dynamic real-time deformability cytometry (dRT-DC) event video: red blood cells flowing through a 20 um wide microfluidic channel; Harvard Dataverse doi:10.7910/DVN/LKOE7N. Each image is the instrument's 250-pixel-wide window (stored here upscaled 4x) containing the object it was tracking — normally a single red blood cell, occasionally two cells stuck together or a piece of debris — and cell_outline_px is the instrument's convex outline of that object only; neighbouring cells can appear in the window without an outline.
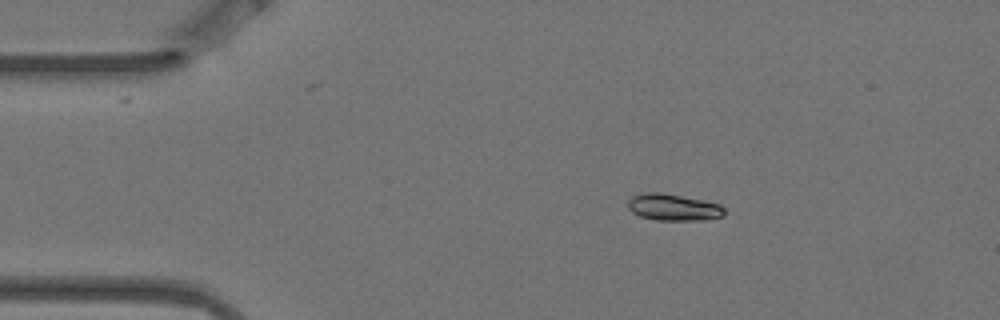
{"species": "Egyptian fruit bat (a non-hibernating species)", "species_latin": "Rousettus aegyptiacus", "temperature_condition": "warm", "stored_images_in_passage": 4, "camera_frame_rate_fps": 3000, "um_per_image_px": 0.085, "animal": {"sex": "female"}, "frame": {"image": 1, "passage_image": 2, "time_ms": 0.333, "image_size_px": [1000, 320], "cell_outline_px": [[724, 216], [704, 220], [656, 220], [640, 216], [632, 212], [628, 208], [628, 200], [632, 196], [644, 192], [660, 192], [704, 200], [720, 204], [724, 208]], "centroid_in_image_um": [57.23, 17.62], "position_along_channel_um": 27.8, "area_um2": 15.09}}
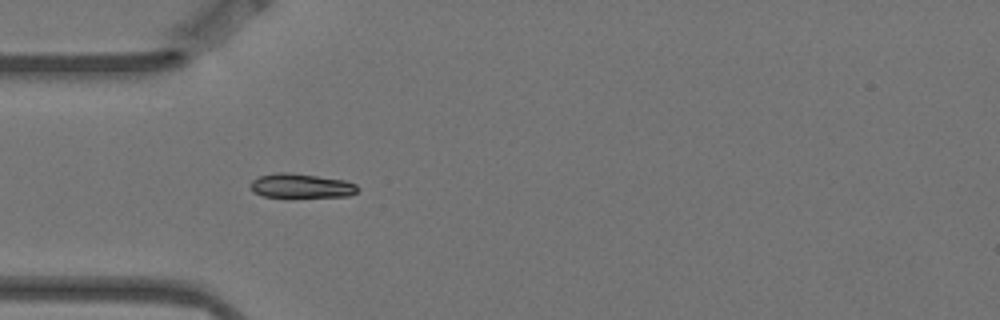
{"frame": {"image": 2, "passage_image": 4, "time_ms": 1.0, "image_size_px": [1000, 320], "cell_outline_px": [[360, 188], [356, 192], [348, 196], [264, 196], [252, 192], [252, 180], [260, 176], [276, 172], [288, 172], [344, 180], [356, 184]], "centroid_in_image_um": [25.61, 15.78], "position_along_channel_um": 59.4, "area_um2": 14.8}}